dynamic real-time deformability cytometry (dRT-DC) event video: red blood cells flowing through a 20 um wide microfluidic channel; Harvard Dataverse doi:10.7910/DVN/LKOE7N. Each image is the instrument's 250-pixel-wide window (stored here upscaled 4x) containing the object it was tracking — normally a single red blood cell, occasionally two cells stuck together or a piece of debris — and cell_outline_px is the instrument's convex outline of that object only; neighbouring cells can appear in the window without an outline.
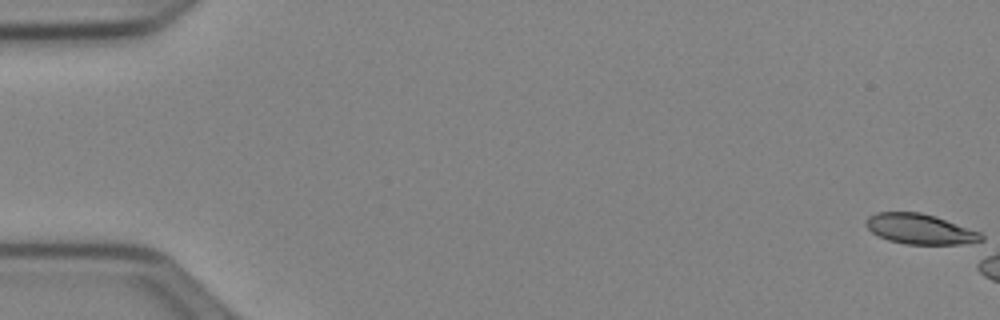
{"species": "Egyptian fruit bat (a non-hibernating species)", "species_latin": "Rousettus aegyptiacus", "temperature_condition": "cold", "stored_images_in_passage": 1, "camera_frame_rate_fps": 3000, "um_per_image_px": 0.085, "animal": {"sex": "female"}, "frame": {"image": 1, "passage_image": 1, "time_ms": 0.0, "image_size_px": [1000, 320], "cell_outline_px": [[984, 244], [904, 244], [888, 240], [872, 232], [864, 224], [864, 220], [868, 216], [876, 212], [920, 212], [936, 216], [980, 232], [984, 236]], "centroid_in_image_um": [78.25, 19.48], "position_along_channel_um": 6.7, "area_um2": 20.69}}